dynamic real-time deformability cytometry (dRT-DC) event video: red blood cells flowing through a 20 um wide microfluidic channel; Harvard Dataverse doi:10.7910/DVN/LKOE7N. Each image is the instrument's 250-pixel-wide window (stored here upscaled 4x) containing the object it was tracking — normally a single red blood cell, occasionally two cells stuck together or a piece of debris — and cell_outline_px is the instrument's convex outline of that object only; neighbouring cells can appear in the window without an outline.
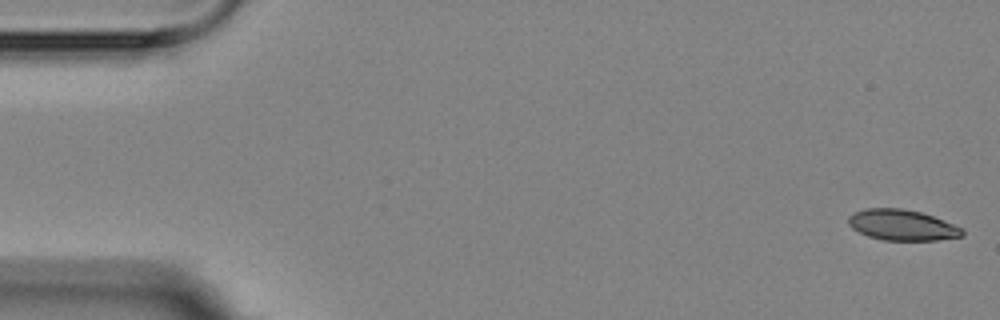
{"species": "Egyptian fruit bat (a non-hibernating species)", "species_latin": "Rousettus aegyptiacus", "temperature_condition": "room temperature", "stored_images_in_passage": 5, "camera_frame_rate_fps": 3000, "um_per_image_px": 0.085, "animal": {"sex": "female"}, "frame": {"image": 1, "passage_image": 1, "time_ms": 0.0, "image_size_px": [1000, 320], "cell_outline_px": [[964, 236], [936, 240], [884, 240], [868, 236], [852, 228], [848, 224], [848, 216], [864, 208], [900, 208], [920, 212], [932, 216], [964, 228]], "centroid_in_image_um": [76.69, 19.13], "position_along_channel_um": 8.3, "area_um2": 20.35}}
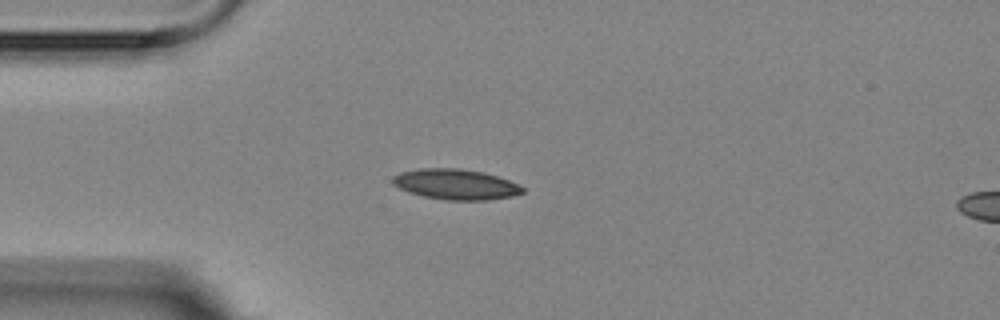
{"frame": {"image": 2, "passage_image": 4, "time_ms": 4.333, "image_size_px": [1000, 320], "cell_outline_px": [[524, 192], [512, 196], [488, 200], [448, 200], [424, 196], [408, 192], [392, 184], [392, 176], [400, 172], [420, 168], [460, 168], [484, 172], [508, 180], [524, 188]], "centroid_in_image_um": [38.71, 15.66], "position_along_channel_um": 46.3, "area_um2": 23.0}}